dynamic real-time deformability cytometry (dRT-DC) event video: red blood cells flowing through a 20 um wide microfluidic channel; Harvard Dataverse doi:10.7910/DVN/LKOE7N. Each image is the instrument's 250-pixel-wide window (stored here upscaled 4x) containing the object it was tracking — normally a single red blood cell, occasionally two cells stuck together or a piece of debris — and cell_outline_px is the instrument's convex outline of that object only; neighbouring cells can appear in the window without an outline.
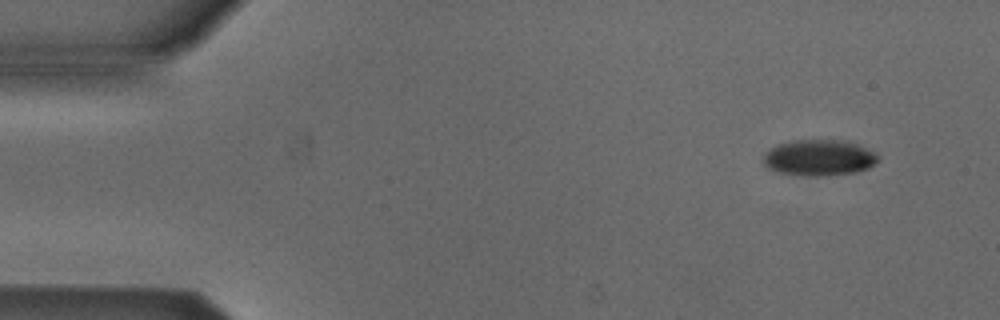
{"species": "Egyptian fruit bat (a non-hibernating species)", "species_latin": "Rousettus aegyptiacus", "temperature_condition": "cold", "stored_images_in_passage": 37, "camera_frame_rate_fps": 3000, "um_per_image_px": 0.085, "animal": {"sex": "male"}, "frame": {"image": 1, "passage_image": 2, "time_ms": 0.333, "image_size_px": [1000, 320], "cell_outline_px": [[876, 160], [868, 168], [856, 172], [820, 176], [816, 176], [780, 172], [768, 168], [764, 164], [764, 152], [776, 144], [792, 140], [848, 140], [872, 152], [876, 156]], "centroid_in_image_um": [69.56, 13.39], "position_along_channel_um": 15.4, "area_um2": 23.7}}
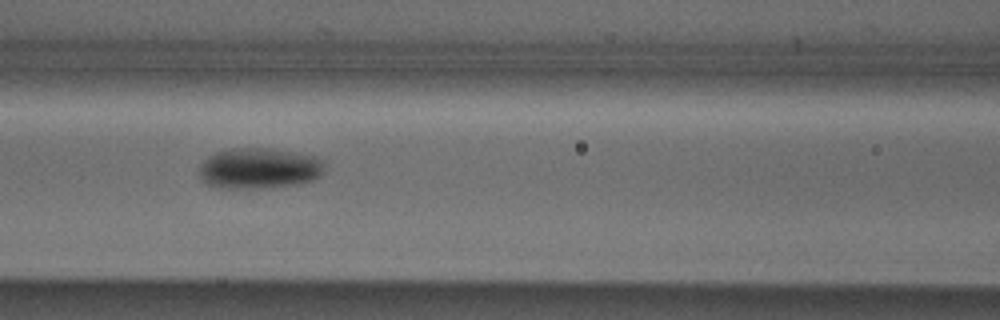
{"frame": {"image": 2, "passage_image": 20, "time_ms": 6.333, "image_size_px": [1000, 320], "cell_outline_px": [[324, 172], [316, 180], [296, 184], [264, 188], [216, 188], [204, 184], [200, 180], [200, 168], [204, 160], [208, 156], [216, 152], [232, 148], [272, 148], [296, 152], [316, 156], [320, 160], [324, 168]], "centroid_in_image_um": [22.01, 14.31], "position_along_channel_um": 144.6, "area_um2": 30.17}}
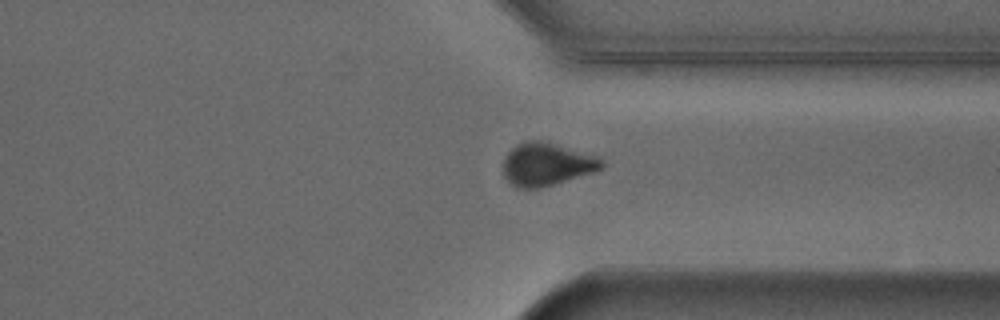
{"frame": {"image": 3, "passage_image": 37, "time_ms": 12.0, "image_size_px": [1000, 320], "cell_outline_px": [[604, 168], [592, 172], [540, 188], [516, 188], [504, 176], [504, 160], [508, 152], [516, 144], [524, 140], [548, 140], [596, 156], [604, 160]], "centroid_in_image_um": [46.47, 13.93], "position_along_channel_um": 364.9, "area_um2": 24.74}, "authors_computed_cell_mechanics": {"area_um2": 26.9348, "velocity_mm_per_s": 3.9035, "shape_relaxation_time_tau1_ms": 2.2926, "shape_relaxation_time_tau2_ms": null, "deformation_change_tau1": 0.1084, "deformation_change_tau2": null}}